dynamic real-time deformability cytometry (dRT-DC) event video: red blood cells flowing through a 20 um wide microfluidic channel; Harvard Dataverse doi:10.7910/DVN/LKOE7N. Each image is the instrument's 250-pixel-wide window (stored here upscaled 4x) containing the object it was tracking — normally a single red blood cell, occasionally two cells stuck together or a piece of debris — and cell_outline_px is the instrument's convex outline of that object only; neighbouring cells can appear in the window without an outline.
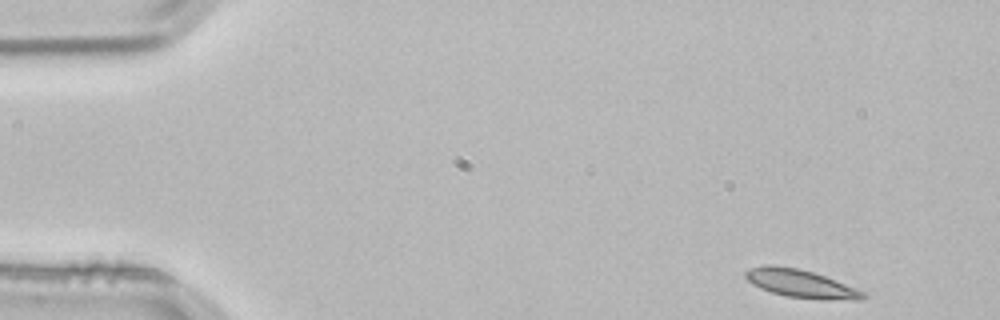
{"species": "common noctule bat (a hibernating species)", "species_latin": "Nyctalus noctula", "temperature_condition": "room temperature", "stored_images_in_passage": 3, "camera_frame_rate_fps": 3000, "um_per_image_px": 0.085, "animal": {"sex": "male", "body_mass_g": 21.5, "forearm_length_mm": 52.0}, "frame": {"image": 1, "passage_image": 1, "time_ms": 0.0, "image_size_px": [1000, 320], "cell_outline_px": [[868, 296], [860, 300], [820, 300], [788, 296], [772, 292], [760, 288], [752, 284], [744, 276], [744, 272], [748, 268], [764, 264], [772, 264], [796, 268], [812, 272], [824, 276], [864, 292]], "centroid_in_image_um": [68.02, 24.1], "position_along_channel_um": 17.0, "area_um2": 19.19}}
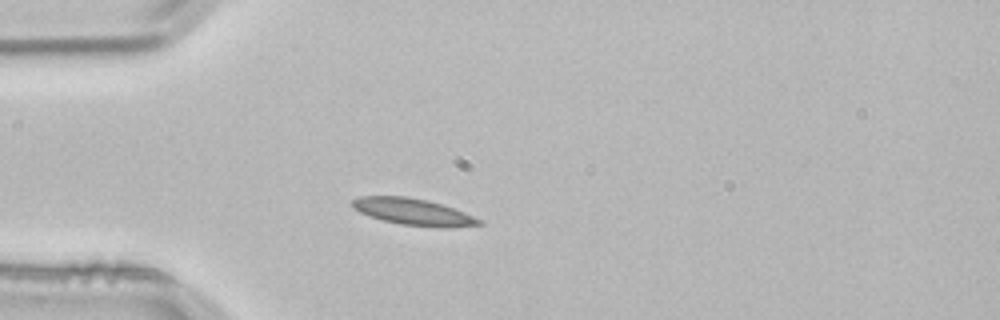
{"frame": {"image": 2, "passage_image": 3, "time_ms": 0.667, "image_size_px": [1000, 320], "cell_outline_px": [[484, 224], [444, 228], [436, 228], [400, 224], [368, 216], [352, 208], [352, 200], [360, 196], [404, 196], [428, 200], [464, 212], [484, 220]], "centroid_in_image_um": [35.14, 18.01], "position_along_channel_um": 49.9, "area_um2": 19.77}}